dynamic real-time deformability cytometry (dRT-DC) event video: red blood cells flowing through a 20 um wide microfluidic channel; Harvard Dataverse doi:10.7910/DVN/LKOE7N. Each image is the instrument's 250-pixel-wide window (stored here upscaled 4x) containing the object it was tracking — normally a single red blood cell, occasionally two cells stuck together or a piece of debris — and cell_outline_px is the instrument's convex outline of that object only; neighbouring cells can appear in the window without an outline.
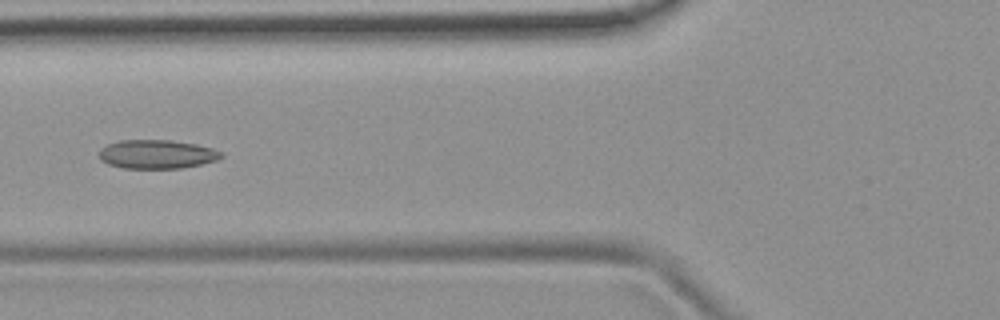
{"species": "common noctule bat (a hibernating species)", "species_latin": "Nyctalus noctula", "temperature_condition": "room temperature", "stored_images_in_passage": 6, "camera_frame_rate_fps": 3000, "um_per_image_px": 0.085, "animal": {"sex": "female", "body_mass_g": 19.9}, "frame": {"image": 1, "passage_image": 6, "time_ms": 6.0, "image_size_px": [1000, 320], "cell_outline_px": [[224, 156], [216, 160], [200, 164], [180, 168], [124, 168], [108, 164], [100, 160], [100, 148], [108, 144], [120, 140], [172, 140], [196, 144], [212, 148], [224, 152]], "centroid_in_image_um": [13.35, 13.1], "position_along_channel_um": 112.5, "area_um2": 20.52}}